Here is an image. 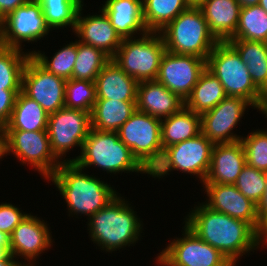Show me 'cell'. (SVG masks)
Segmentation results:
<instances>
[{"label":"cell","instance_id":"obj_9","mask_svg":"<svg viewBox=\"0 0 267 266\" xmlns=\"http://www.w3.org/2000/svg\"><path fill=\"white\" fill-rule=\"evenodd\" d=\"M117 132L119 139L150 173L160 162L163 154L161 120L136 110Z\"/></svg>","mask_w":267,"mask_h":266},{"label":"cell","instance_id":"obj_37","mask_svg":"<svg viewBox=\"0 0 267 266\" xmlns=\"http://www.w3.org/2000/svg\"><path fill=\"white\" fill-rule=\"evenodd\" d=\"M246 164L267 172V129H256L241 139Z\"/></svg>","mask_w":267,"mask_h":266},{"label":"cell","instance_id":"obj_35","mask_svg":"<svg viewBox=\"0 0 267 266\" xmlns=\"http://www.w3.org/2000/svg\"><path fill=\"white\" fill-rule=\"evenodd\" d=\"M111 59L98 48L84 44L77 39V58L72 78L95 82L96 77Z\"/></svg>","mask_w":267,"mask_h":266},{"label":"cell","instance_id":"obj_20","mask_svg":"<svg viewBox=\"0 0 267 266\" xmlns=\"http://www.w3.org/2000/svg\"><path fill=\"white\" fill-rule=\"evenodd\" d=\"M245 165L241 140L214 144L208 175L202 184H234Z\"/></svg>","mask_w":267,"mask_h":266},{"label":"cell","instance_id":"obj_19","mask_svg":"<svg viewBox=\"0 0 267 266\" xmlns=\"http://www.w3.org/2000/svg\"><path fill=\"white\" fill-rule=\"evenodd\" d=\"M83 6L84 3L77 13L73 33L79 38L78 41L98 48L112 59L123 39L111 25L109 18L102 9H99L100 14L83 16Z\"/></svg>","mask_w":267,"mask_h":266},{"label":"cell","instance_id":"obj_45","mask_svg":"<svg viewBox=\"0 0 267 266\" xmlns=\"http://www.w3.org/2000/svg\"><path fill=\"white\" fill-rule=\"evenodd\" d=\"M0 246H10V235L0 231Z\"/></svg>","mask_w":267,"mask_h":266},{"label":"cell","instance_id":"obj_46","mask_svg":"<svg viewBox=\"0 0 267 266\" xmlns=\"http://www.w3.org/2000/svg\"><path fill=\"white\" fill-rule=\"evenodd\" d=\"M239 5L242 7H249L254 5H259L260 0H237Z\"/></svg>","mask_w":267,"mask_h":266},{"label":"cell","instance_id":"obj_14","mask_svg":"<svg viewBox=\"0 0 267 266\" xmlns=\"http://www.w3.org/2000/svg\"><path fill=\"white\" fill-rule=\"evenodd\" d=\"M66 80L43 68L32 56L22 75V92L35 100L48 115L65 107Z\"/></svg>","mask_w":267,"mask_h":266},{"label":"cell","instance_id":"obj_43","mask_svg":"<svg viewBox=\"0 0 267 266\" xmlns=\"http://www.w3.org/2000/svg\"><path fill=\"white\" fill-rule=\"evenodd\" d=\"M4 156H7L6 131L4 127L0 126V159Z\"/></svg>","mask_w":267,"mask_h":266},{"label":"cell","instance_id":"obj_13","mask_svg":"<svg viewBox=\"0 0 267 266\" xmlns=\"http://www.w3.org/2000/svg\"><path fill=\"white\" fill-rule=\"evenodd\" d=\"M160 254L173 266H234L218 249L200 239L185 224Z\"/></svg>","mask_w":267,"mask_h":266},{"label":"cell","instance_id":"obj_33","mask_svg":"<svg viewBox=\"0 0 267 266\" xmlns=\"http://www.w3.org/2000/svg\"><path fill=\"white\" fill-rule=\"evenodd\" d=\"M51 30L69 27L74 32L77 13L84 0H38Z\"/></svg>","mask_w":267,"mask_h":266},{"label":"cell","instance_id":"obj_25","mask_svg":"<svg viewBox=\"0 0 267 266\" xmlns=\"http://www.w3.org/2000/svg\"><path fill=\"white\" fill-rule=\"evenodd\" d=\"M136 110V102L96 99L90 114L91 128L117 132Z\"/></svg>","mask_w":267,"mask_h":266},{"label":"cell","instance_id":"obj_24","mask_svg":"<svg viewBox=\"0 0 267 266\" xmlns=\"http://www.w3.org/2000/svg\"><path fill=\"white\" fill-rule=\"evenodd\" d=\"M199 8L218 42H227L234 36L241 9L237 0H207Z\"/></svg>","mask_w":267,"mask_h":266},{"label":"cell","instance_id":"obj_38","mask_svg":"<svg viewBox=\"0 0 267 266\" xmlns=\"http://www.w3.org/2000/svg\"><path fill=\"white\" fill-rule=\"evenodd\" d=\"M266 172L246 164L240 172L235 187L257 205L265 190Z\"/></svg>","mask_w":267,"mask_h":266},{"label":"cell","instance_id":"obj_12","mask_svg":"<svg viewBox=\"0 0 267 266\" xmlns=\"http://www.w3.org/2000/svg\"><path fill=\"white\" fill-rule=\"evenodd\" d=\"M1 21L5 47L24 50L22 43L34 44L52 32L38 0H29Z\"/></svg>","mask_w":267,"mask_h":266},{"label":"cell","instance_id":"obj_31","mask_svg":"<svg viewBox=\"0 0 267 266\" xmlns=\"http://www.w3.org/2000/svg\"><path fill=\"white\" fill-rule=\"evenodd\" d=\"M30 56L29 52L17 48L0 50V89L22 90V75Z\"/></svg>","mask_w":267,"mask_h":266},{"label":"cell","instance_id":"obj_44","mask_svg":"<svg viewBox=\"0 0 267 266\" xmlns=\"http://www.w3.org/2000/svg\"><path fill=\"white\" fill-rule=\"evenodd\" d=\"M0 266H22L10 253L0 259Z\"/></svg>","mask_w":267,"mask_h":266},{"label":"cell","instance_id":"obj_15","mask_svg":"<svg viewBox=\"0 0 267 266\" xmlns=\"http://www.w3.org/2000/svg\"><path fill=\"white\" fill-rule=\"evenodd\" d=\"M252 105L243 98H224L216 107L200 115L201 133L214 144L240 141L241 135L234 133L246 109Z\"/></svg>","mask_w":267,"mask_h":266},{"label":"cell","instance_id":"obj_28","mask_svg":"<svg viewBox=\"0 0 267 266\" xmlns=\"http://www.w3.org/2000/svg\"><path fill=\"white\" fill-rule=\"evenodd\" d=\"M226 97L224 87L218 78L206 68L184 101V106L201 115L216 107Z\"/></svg>","mask_w":267,"mask_h":266},{"label":"cell","instance_id":"obj_23","mask_svg":"<svg viewBox=\"0 0 267 266\" xmlns=\"http://www.w3.org/2000/svg\"><path fill=\"white\" fill-rule=\"evenodd\" d=\"M138 83L111 59L96 77V98L136 102Z\"/></svg>","mask_w":267,"mask_h":266},{"label":"cell","instance_id":"obj_29","mask_svg":"<svg viewBox=\"0 0 267 266\" xmlns=\"http://www.w3.org/2000/svg\"><path fill=\"white\" fill-rule=\"evenodd\" d=\"M49 115L35 100L22 91L17 94L15 105L5 130H24L28 132L47 130Z\"/></svg>","mask_w":267,"mask_h":266},{"label":"cell","instance_id":"obj_11","mask_svg":"<svg viewBox=\"0 0 267 266\" xmlns=\"http://www.w3.org/2000/svg\"><path fill=\"white\" fill-rule=\"evenodd\" d=\"M91 128L90 113L79 110L61 108L48 117L47 132L50 148L55 157L61 162H70L67 152L80 147L88 136Z\"/></svg>","mask_w":267,"mask_h":266},{"label":"cell","instance_id":"obj_50","mask_svg":"<svg viewBox=\"0 0 267 266\" xmlns=\"http://www.w3.org/2000/svg\"><path fill=\"white\" fill-rule=\"evenodd\" d=\"M5 47L3 43L2 21L0 20V50Z\"/></svg>","mask_w":267,"mask_h":266},{"label":"cell","instance_id":"obj_36","mask_svg":"<svg viewBox=\"0 0 267 266\" xmlns=\"http://www.w3.org/2000/svg\"><path fill=\"white\" fill-rule=\"evenodd\" d=\"M95 82L88 80H66L65 84V107L79 109L91 114L96 102Z\"/></svg>","mask_w":267,"mask_h":266},{"label":"cell","instance_id":"obj_48","mask_svg":"<svg viewBox=\"0 0 267 266\" xmlns=\"http://www.w3.org/2000/svg\"><path fill=\"white\" fill-rule=\"evenodd\" d=\"M10 253V246H0V259L5 258Z\"/></svg>","mask_w":267,"mask_h":266},{"label":"cell","instance_id":"obj_6","mask_svg":"<svg viewBox=\"0 0 267 266\" xmlns=\"http://www.w3.org/2000/svg\"><path fill=\"white\" fill-rule=\"evenodd\" d=\"M167 51L195 55L207 61L217 39L209 31L199 7L190 6L159 32Z\"/></svg>","mask_w":267,"mask_h":266},{"label":"cell","instance_id":"obj_18","mask_svg":"<svg viewBox=\"0 0 267 266\" xmlns=\"http://www.w3.org/2000/svg\"><path fill=\"white\" fill-rule=\"evenodd\" d=\"M208 198L203 202L214 211L249 223L259 233L256 204L246 198L234 184H202Z\"/></svg>","mask_w":267,"mask_h":266},{"label":"cell","instance_id":"obj_30","mask_svg":"<svg viewBox=\"0 0 267 266\" xmlns=\"http://www.w3.org/2000/svg\"><path fill=\"white\" fill-rule=\"evenodd\" d=\"M189 7L187 0H143V18L147 31L159 33Z\"/></svg>","mask_w":267,"mask_h":266},{"label":"cell","instance_id":"obj_5","mask_svg":"<svg viewBox=\"0 0 267 266\" xmlns=\"http://www.w3.org/2000/svg\"><path fill=\"white\" fill-rule=\"evenodd\" d=\"M229 97L246 99L257 112H267V96L253 83L248 67L228 42H218L206 61Z\"/></svg>","mask_w":267,"mask_h":266},{"label":"cell","instance_id":"obj_40","mask_svg":"<svg viewBox=\"0 0 267 266\" xmlns=\"http://www.w3.org/2000/svg\"><path fill=\"white\" fill-rule=\"evenodd\" d=\"M22 90L0 89V126L5 127L12 115L17 94Z\"/></svg>","mask_w":267,"mask_h":266},{"label":"cell","instance_id":"obj_3","mask_svg":"<svg viewBox=\"0 0 267 266\" xmlns=\"http://www.w3.org/2000/svg\"><path fill=\"white\" fill-rule=\"evenodd\" d=\"M121 196L119 194L86 222L90 240L106 253L135 246L142 237L143 221L130 201Z\"/></svg>","mask_w":267,"mask_h":266},{"label":"cell","instance_id":"obj_8","mask_svg":"<svg viewBox=\"0 0 267 266\" xmlns=\"http://www.w3.org/2000/svg\"><path fill=\"white\" fill-rule=\"evenodd\" d=\"M213 147L214 143L202 133L166 147L160 162L149 175L162 179L165 175H170L171 171L177 170L190 176L196 175L202 184L208 175Z\"/></svg>","mask_w":267,"mask_h":266},{"label":"cell","instance_id":"obj_51","mask_svg":"<svg viewBox=\"0 0 267 266\" xmlns=\"http://www.w3.org/2000/svg\"><path fill=\"white\" fill-rule=\"evenodd\" d=\"M259 5L267 12V0H260Z\"/></svg>","mask_w":267,"mask_h":266},{"label":"cell","instance_id":"obj_21","mask_svg":"<svg viewBox=\"0 0 267 266\" xmlns=\"http://www.w3.org/2000/svg\"><path fill=\"white\" fill-rule=\"evenodd\" d=\"M101 9L122 39L148 32L143 18V0H106Z\"/></svg>","mask_w":267,"mask_h":266},{"label":"cell","instance_id":"obj_34","mask_svg":"<svg viewBox=\"0 0 267 266\" xmlns=\"http://www.w3.org/2000/svg\"><path fill=\"white\" fill-rule=\"evenodd\" d=\"M28 52L48 72L65 80L72 78V71L77 58V39L74 42H69L65 46L63 45L62 48L60 46V49L49 57L51 59L45 55L44 51L33 50Z\"/></svg>","mask_w":267,"mask_h":266},{"label":"cell","instance_id":"obj_1","mask_svg":"<svg viewBox=\"0 0 267 266\" xmlns=\"http://www.w3.org/2000/svg\"><path fill=\"white\" fill-rule=\"evenodd\" d=\"M188 213L183 224L218 249L234 266L243 255L267 246V241L249 223L214 211L203 202Z\"/></svg>","mask_w":267,"mask_h":266},{"label":"cell","instance_id":"obj_32","mask_svg":"<svg viewBox=\"0 0 267 266\" xmlns=\"http://www.w3.org/2000/svg\"><path fill=\"white\" fill-rule=\"evenodd\" d=\"M231 39L267 43V12L260 5L242 7L237 29Z\"/></svg>","mask_w":267,"mask_h":266},{"label":"cell","instance_id":"obj_42","mask_svg":"<svg viewBox=\"0 0 267 266\" xmlns=\"http://www.w3.org/2000/svg\"><path fill=\"white\" fill-rule=\"evenodd\" d=\"M29 0H0V20Z\"/></svg>","mask_w":267,"mask_h":266},{"label":"cell","instance_id":"obj_7","mask_svg":"<svg viewBox=\"0 0 267 266\" xmlns=\"http://www.w3.org/2000/svg\"><path fill=\"white\" fill-rule=\"evenodd\" d=\"M163 37L157 32L123 39L112 61L138 82L154 81L165 53Z\"/></svg>","mask_w":267,"mask_h":266},{"label":"cell","instance_id":"obj_26","mask_svg":"<svg viewBox=\"0 0 267 266\" xmlns=\"http://www.w3.org/2000/svg\"><path fill=\"white\" fill-rule=\"evenodd\" d=\"M201 133L200 114L183 106L178 112L161 120V144L166 147L193 138Z\"/></svg>","mask_w":267,"mask_h":266},{"label":"cell","instance_id":"obj_4","mask_svg":"<svg viewBox=\"0 0 267 266\" xmlns=\"http://www.w3.org/2000/svg\"><path fill=\"white\" fill-rule=\"evenodd\" d=\"M83 170L92 166L107 174L149 172L133 156L131 150L119 139L118 132L90 128L80 154L70 159Z\"/></svg>","mask_w":267,"mask_h":266},{"label":"cell","instance_id":"obj_41","mask_svg":"<svg viewBox=\"0 0 267 266\" xmlns=\"http://www.w3.org/2000/svg\"><path fill=\"white\" fill-rule=\"evenodd\" d=\"M265 185L264 193L256 205V212L259 221V234L267 241V172Z\"/></svg>","mask_w":267,"mask_h":266},{"label":"cell","instance_id":"obj_49","mask_svg":"<svg viewBox=\"0 0 267 266\" xmlns=\"http://www.w3.org/2000/svg\"><path fill=\"white\" fill-rule=\"evenodd\" d=\"M207 0H187L190 6L199 7L203 2Z\"/></svg>","mask_w":267,"mask_h":266},{"label":"cell","instance_id":"obj_39","mask_svg":"<svg viewBox=\"0 0 267 266\" xmlns=\"http://www.w3.org/2000/svg\"><path fill=\"white\" fill-rule=\"evenodd\" d=\"M11 203H0V231L11 235L13 230L27 217L29 213L20 210ZM23 211V212H22Z\"/></svg>","mask_w":267,"mask_h":266},{"label":"cell","instance_id":"obj_22","mask_svg":"<svg viewBox=\"0 0 267 266\" xmlns=\"http://www.w3.org/2000/svg\"><path fill=\"white\" fill-rule=\"evenodd\" d=\"M136 106L137 110L162 120L178 112L184 101L156 80L143 81L137 86Z\"/></svg>","mask_w":267,"mask_h":266},{"label":"cell","instance_id":"obj_27","mask_svg":"<svg viewBox=\"0 0 267 266\" xmlns=\"http://www.w3.org/2000/svg\"><path fill=\"white\" fill-rule=\"evenodd\" d=\"M227 42L247 65L253 83L267 96V43L241 39Z\"/></svg>","mask_w":267,"mask_h":266},{"label":"cell","instance_id":"obj_17","mask_svg":"<svg viewBox=\"0 0 267 266\" xmlns=\"http://www.w3.org/2000/svg\"><path fill=\"white\" fill-rule=\"evenodd\" d=\"M48 225L47 221L29 213L13 230L10 235V254L22 266L37 265V258L52 247L54 239L52 240L51 227ZM19 258L25 262H20Z\"/></svg>","mask_w":267,"mask_h":266},{"label":"cell","instance_id":"obj_2","mask_svg":"<svg viewBox=\"0 0 267 266\" xmlns=\"http://www.w3.org/2000/svg\"><path fill=\"white\" fill-rule=\"evenodd\" d=\"M100 179L87 174L74 162H65L47 181L52 182L65 199L69 217L86 215L88 220L120 194Z\"/></svg>","mask_w":267,"mask_h":266},{"label":"cell","instance_id":"obj_47","mask_svg":"<svg viewBox=\"0 0 267 266\" xmlns=\"http://www.w3.org/2000/svg\"><path fill=\"white\" fill-rule=\"evenodd\" d=\"M155 260L158 266H173L160 253L157 254Z\"/></svg>","mask_w":267,"mask_h":266},{"label":"cell","instance_id":"obj_16","mask_svg":"<svg viewBox=\"0 0 267 266\" xmlns=\"http://www.w3.org/2000/svg\"><path fill=\"white\" fill-rule=\"evenodd\" d=\"M205 69V59L166 50L161 58L156 81L185 101Z\"/></svg>","mask_w":267,"mask_h":266},{"label":"cell","instance_id":"obj_10","mask_svg":"<svg viewBox=\"0 0 267 266\" xmlns=\"http://www.w3.org/2000/svg\"><path fill=\"white\" fill-rule=\"evenodd\" d=\"M5 131L7 155L12 153L22 165L30 164L44 180H48L55 173L61 162L52 153L47 130Z\"/></svg>","mask_w":267,"mask_h":266}]
</instances>
